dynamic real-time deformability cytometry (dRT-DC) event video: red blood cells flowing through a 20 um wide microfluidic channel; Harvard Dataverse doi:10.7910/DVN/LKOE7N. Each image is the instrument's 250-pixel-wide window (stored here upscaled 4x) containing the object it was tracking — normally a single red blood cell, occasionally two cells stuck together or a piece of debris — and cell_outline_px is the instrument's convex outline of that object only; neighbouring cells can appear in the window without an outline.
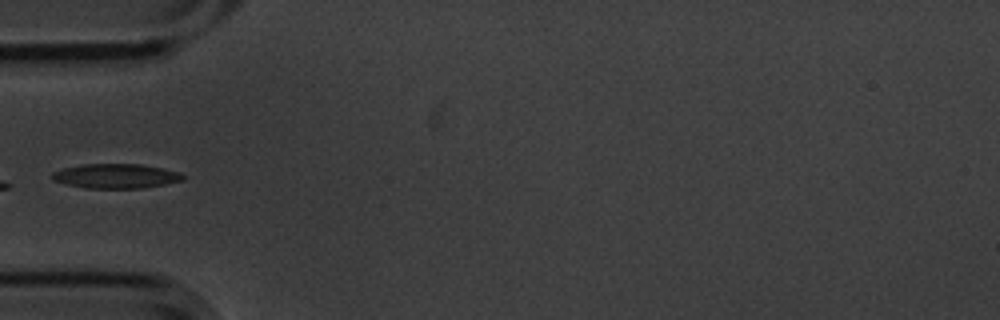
{"species": "common noctule bat (a hibernating species)", "species_latin": "Nyctalus noctula", "temperature_condition": "cold", "stored_images_in_passage": 9, "camera_frame_rate_fps": 3000, "um_per_image_px": 0.085, "animal": {"sex": "male", "body_mass_g": 20.1, "forearm_length_mm": 53.5}, "frame": {"image": 1, "passage_image": 4, "time_ms": 1.0, "image_size_px": [1000, 320], "cell_outline_px": [[184, 180], [144, 188], [84, 188], [64, 184], [52, 180], [52, 172], [64, 168], [80, 164], [140, 164], [164, 168], [180, 172], [184, 176]], "centroid_in_image_um": [9.84, 14.96], "position_along_channel_um": 75.2, "area_um2": 18.84}}
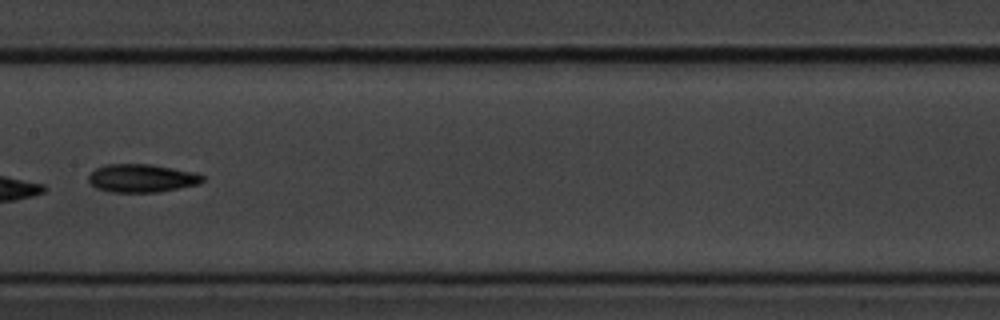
{"frame": {"image": 2, "passage_image": 7, "time_ms": 2.0, "image_size_px": [1000, 320], "cell_outline_px": [[204, 180], [200, 184], [160, 192], [112, 192], [96, 188], [88, 180], [88, 176], [96, 168], [104, 164], [152, 164], [196, 172], [204, 176]], "centroid_in_image_um": [12.08, 15.14], "position_along_channel_um": 195.3, "area_um2": 18.9}}
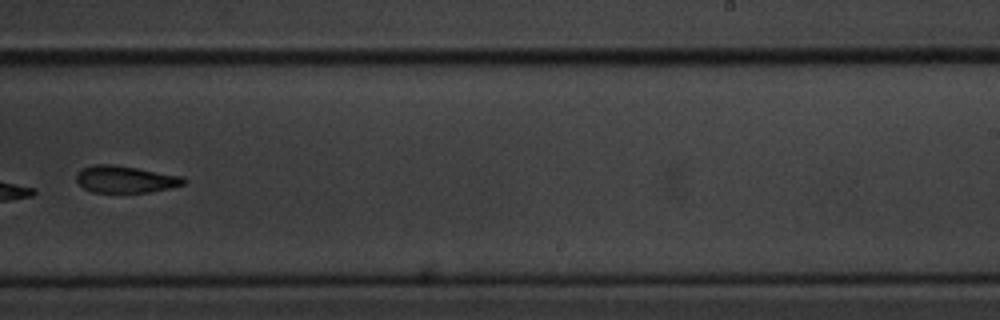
{"frame": {"image": 3, "passage_image": 9, "time_ms": 2.667, "image_size_px": [1000, 320], "cell_outline_px": [[188, 180], [184, 184], [172, 188], [152, 192], [92, 192], [84, 188], [76, 180], [76, 176], [84, 168], [96, 164], [112, 164], [184, 176]], "centroid_in_image_um": [10.73, 15.25], "position_along_channel_um": 278.3, "area_um2": 16.82}}